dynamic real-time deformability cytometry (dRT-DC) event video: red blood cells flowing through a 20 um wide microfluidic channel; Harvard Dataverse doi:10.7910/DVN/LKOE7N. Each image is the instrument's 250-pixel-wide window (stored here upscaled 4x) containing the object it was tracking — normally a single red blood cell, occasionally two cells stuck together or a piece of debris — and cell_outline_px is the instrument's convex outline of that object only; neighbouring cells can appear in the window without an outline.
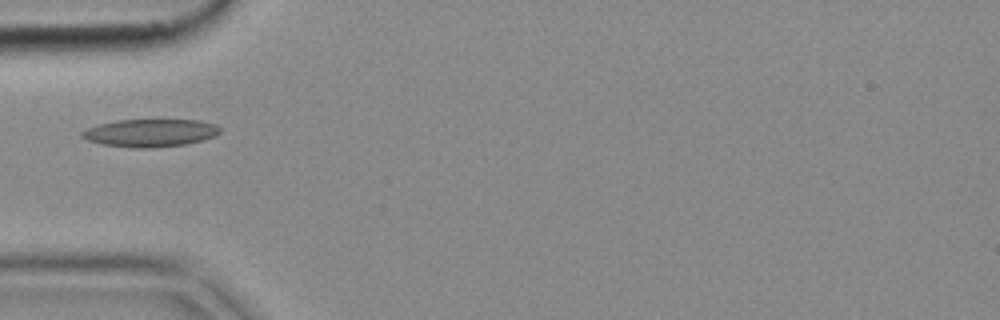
{"species": "common noctule bat (a hibernating species)", "species_latin": "Nyctalus noctula", "temperature_condition": "cold", "stored_images_in_passage": 19, "camera_frame_rate_fps": 3000, "um_per_image_px": 0.085, "animal": {"sex": "female", "body_mass_g": 18.4}, "frame": {"image": 1, "passage_image": 1, "time_ms": 0.0, "image_size_px": [1000, 320], "cell_outline_px": [[220, 132], [216, 136], [184, 144], [152, 148], [136, 148], [104, 144], [88, 140], [80, 136], [80, 132], [88, 128], [100, 124], [116, 120], [200, 120], [216, 124], [220, 128]], "centroid_in_image_um": [12.79, 11.29], "position_along_channel_um": 72.2, "area_um2": 22.14}}
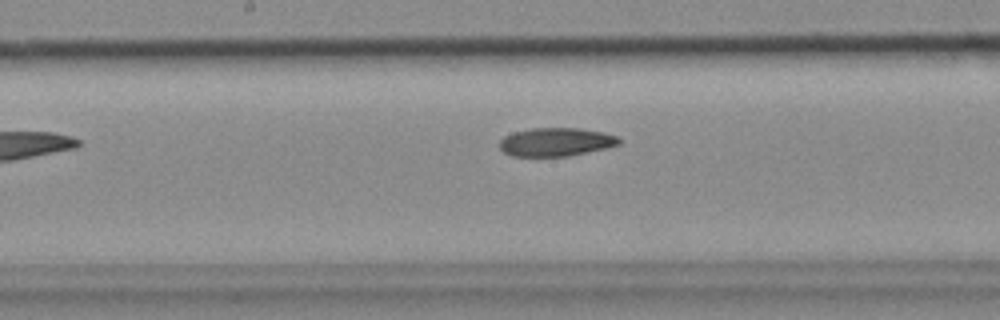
{"frame": {"image": 2, "passage_image": 11, "time_ms": 3.333, "image_size_px": [1000, 320], "cell_outline_px": [[620, 144], [608, 148], [568, 156], [512, 156], [504, 152], [500, 148], [500, 140], [504, 136], [512, 132], [532, 128], [580, 128], [604, 132], [616, 136], [620, 140]], "centroid_in_image_um": [47.26, 12.06], "position_along_channel_um": 200.9, "area_um2": 19.88}}
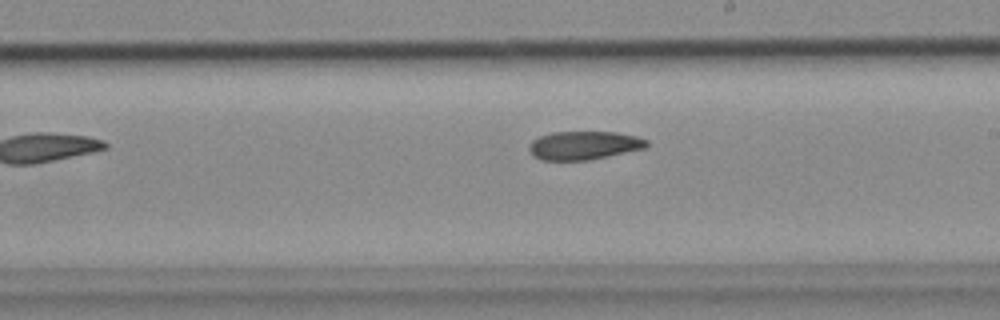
{"frame": {"image": 3, "passage_image": 14, "time_ms": 4.333, "image_size_px": [1000, 320], "cell_outline_px": [[648, 144], [644, 148], [608, 156], [588, 160], [540, 160], [528, 148], [528, 144], [532, 140], [540, 136], [552, 132], [616, 132], [636, 136], [648, 140]], "centroid_in_image_um": [49.62, 12.35], "position_along_channel_um": 239.4, "area_um2": 19.36}}